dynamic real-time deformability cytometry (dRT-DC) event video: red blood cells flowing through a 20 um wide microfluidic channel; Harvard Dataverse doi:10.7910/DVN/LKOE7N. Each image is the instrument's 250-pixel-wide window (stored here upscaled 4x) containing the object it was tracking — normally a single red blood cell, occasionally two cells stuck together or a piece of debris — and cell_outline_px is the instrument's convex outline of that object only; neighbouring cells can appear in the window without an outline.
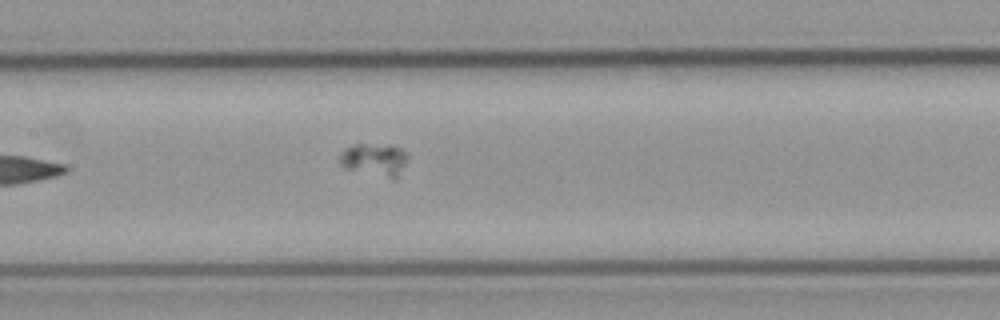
{"species": "common noctule bat (a hibernating species)", "species_latin": "Nyctalus noctula", "temperature_condition": "cold", "stored_images_in_passage": 5, "camera_frame_rate_fps": 3000, "um_per_image_px": 0.085, "animal": {"sex": "male", "body_mass_g": 23.1, "forearm_length_mm": 52.7}, "frame": {"image": 1, "passage_image": 5, "time_ms": 4.667, "image_size_px": [1000, 320], "cell_outline_px": [[408, 160], [396, 180], [344, 168], [340, 164], [340, 152], [344, 148], [356, 144], [392, 144], [400, 148], [408, 156]], "centroid_in_image_um": [31.85, 13.56], "position_along_channel_um": 175.6, "area_um2": 13.24}}